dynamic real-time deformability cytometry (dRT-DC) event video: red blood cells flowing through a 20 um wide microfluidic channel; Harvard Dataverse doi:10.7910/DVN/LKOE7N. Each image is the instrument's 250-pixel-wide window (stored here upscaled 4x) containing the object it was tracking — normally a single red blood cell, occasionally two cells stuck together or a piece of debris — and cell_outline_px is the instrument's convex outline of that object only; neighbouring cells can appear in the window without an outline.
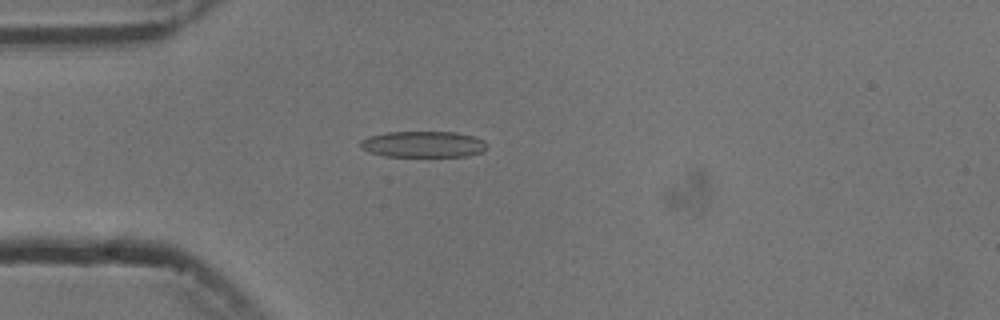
{"species": "common noctule bat (a hibernating species)", "species_latin": "Nyctalus noctula", "temperature_condition": "cold", "stored_images_in_passage": 5, "camera_frame_rate_fps": 3000, "um_per_image_px": 0.085, "animal": {"sex": "male", "body_mass_g": 13.3}, "frame": {"image": 1, "passage_image": 5, "time_ms": 4.667, "image_size_px": [1000, 320], "cell_outline_px": [[488, 148], [484, 152], [468, 156], [384, 156], [368, 152], [360, 148], [360, 140], [368, 136], [388, 132], [456, 132], [476, 136], [484, 140], [488, 144]], "centroid_in_image_um": [36.01, 12.26], "position_along_channel_um": 49.0, "area_um2": 19.65}}